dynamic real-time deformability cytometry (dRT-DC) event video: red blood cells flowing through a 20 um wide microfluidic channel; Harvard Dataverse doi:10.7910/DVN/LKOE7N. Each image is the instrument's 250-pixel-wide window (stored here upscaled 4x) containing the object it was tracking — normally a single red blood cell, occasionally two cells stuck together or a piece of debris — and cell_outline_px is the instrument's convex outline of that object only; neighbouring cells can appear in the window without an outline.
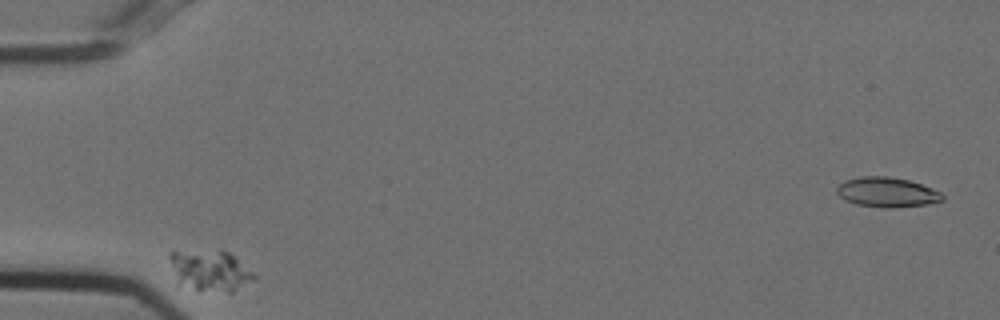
{"species": "Egyptian fruit bat (a non-hibernating species)", "species_latin": "Rousettus aegyptiacus", "temperature_condition": "cold", "stored_images_in_passage": 34, "camera_frame_rate_fps": 3000, "um_per_image_px": 0.085, "animal": {"sex": "female"}, "frame": {"image": 1, "passage_image": 2, "time_ms": 0.333, "image_size_px": [1000, 320], "cell_outline_px": [[256, 280], [232, 292], [228, 292], [176, 288], [168, 256], [172, 252], [220, 248], [228, 252], [252, 272], [256, 276]], "centroid_in_image_um": [17.78, 23.01], "position_along_channel_um": 67.2, "area_um2": 20.87}}
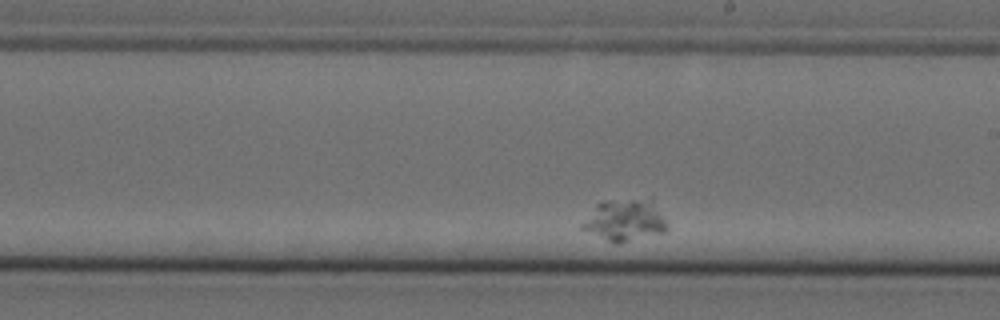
{"frame": {"image": 2, "passage_image": 20, "time_ms": 6.333, "image_size_px": [1000, 320], "cell_outline_px": [[668, 228], [664, 232], [616, 244], [580, 228], [580, 224], [596, 204], [608, 200], [652, 200], [668, 224]], "centroid_in_image_um": [53.09, 18.73], "position_along_channel_um": 235.9, "area_um2": 20.23}}
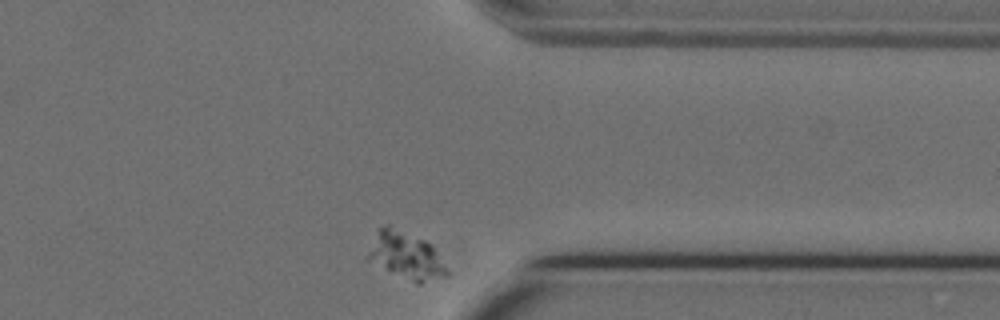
{"frame": {"image": 3, "passage_image": 34, "time_ms": 11.0, "image_size_px": [1000, 320], "cell_outline_px": [[448, 276], [420, 284], [416, 284], [388, 268], [368, 256], [376, 228], [384, 224], [388, 224], [424, 240], [432, 244], [448, 268]], "centroid_in_image_um": [34.6, 21.69], "position_along_channel_um": 376.8, "area_um2": 21.1}}